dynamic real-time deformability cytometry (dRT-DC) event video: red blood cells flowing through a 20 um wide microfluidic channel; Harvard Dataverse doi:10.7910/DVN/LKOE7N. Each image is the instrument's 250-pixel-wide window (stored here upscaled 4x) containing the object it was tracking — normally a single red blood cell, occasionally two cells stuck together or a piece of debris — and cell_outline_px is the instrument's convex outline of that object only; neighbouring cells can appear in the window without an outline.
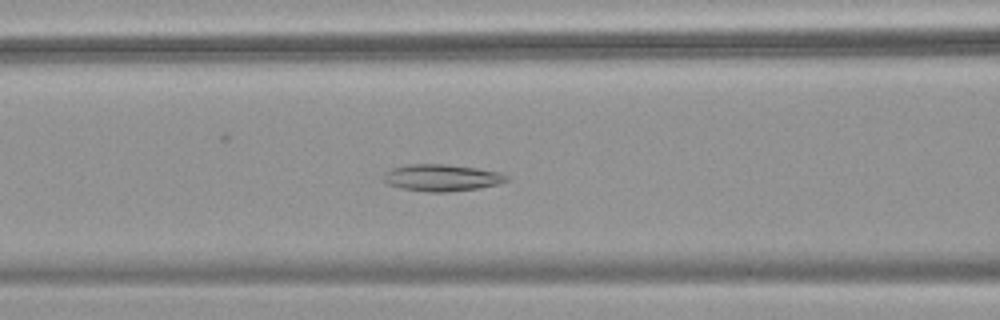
{"species": "common noctule bat (a hibernating species)", "species_latin": "Nyctalus noctula", "temperature_condition": "warm", "stored_images_in_passage": 55, "camera_frame_rate_fps": 3000, "um_per_image_px": 0.085, "animal": {"sex": "female", "body_mass_g": 18.4}, "frame": {"image": 1, "passage_image": 23, "time_ms": 7.333, "image_size_px": [1000, 320], "cell_outline_px": [[508, 180], [500, 184], [480, 188], [448, 192], [428, 192], [400, 188], [388, 184], [384, 180], [384, 172], [392, 168], [404, 164], [444, 164], [476, 168], [500, 172], [508, 176]], "centroid_in_image_um": [37.55, 15.11], "position_along_channel_um": 129.1, "area_um2": 19.36}}
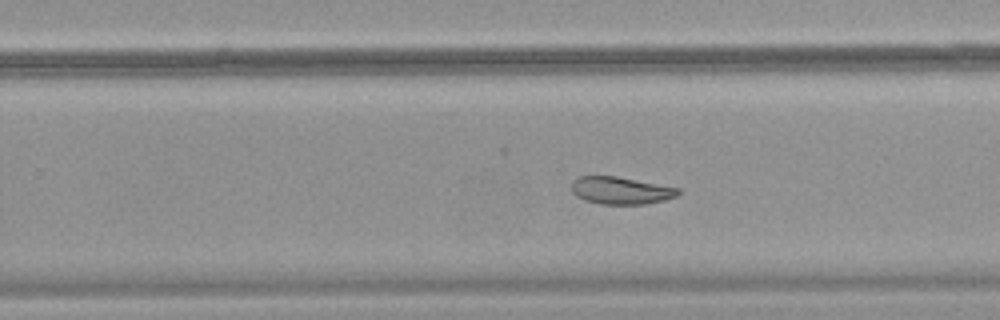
{"frame": {"image": 2, "passage_image": 35, "time_ms": 11.333, "image_size_px": [1000, 320], "cell_outline_px": [[680, 192], [676, 196], [664, 200], [644, 204], [600, 204], [584, 200], [576, 196], [572, 192], [572, 180], [576, 176], [616, 176], [680, 188]], "centroid_in_image_um": [52.73, 16.19], "position_along_channel_um": 277.1, "area_um2": 17.05}}
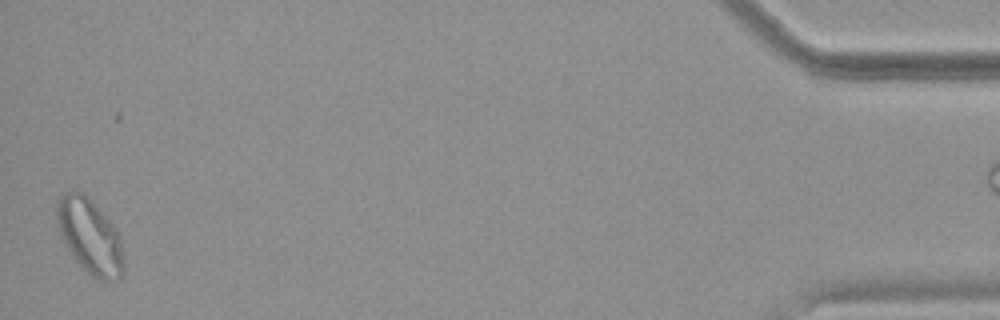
{"frame": {"image": 3, "passage_image": 54, "time_ms": 17.667, "image_size_px": [1000, 320], "cell_outline_px": [[124, 272], [116, 280], [100, 280], [92, 276], [72, 256], [64, 244], [60, 236], [56, 220], [56, 200], [60, 192], [84, 192], [88, 196], [116, 228], [120, 236], [124, 260]], "centroid_in_image_um": [7.62, 20.05], "position_along_channel_um": 427.6, "area_um2": 29.48}}